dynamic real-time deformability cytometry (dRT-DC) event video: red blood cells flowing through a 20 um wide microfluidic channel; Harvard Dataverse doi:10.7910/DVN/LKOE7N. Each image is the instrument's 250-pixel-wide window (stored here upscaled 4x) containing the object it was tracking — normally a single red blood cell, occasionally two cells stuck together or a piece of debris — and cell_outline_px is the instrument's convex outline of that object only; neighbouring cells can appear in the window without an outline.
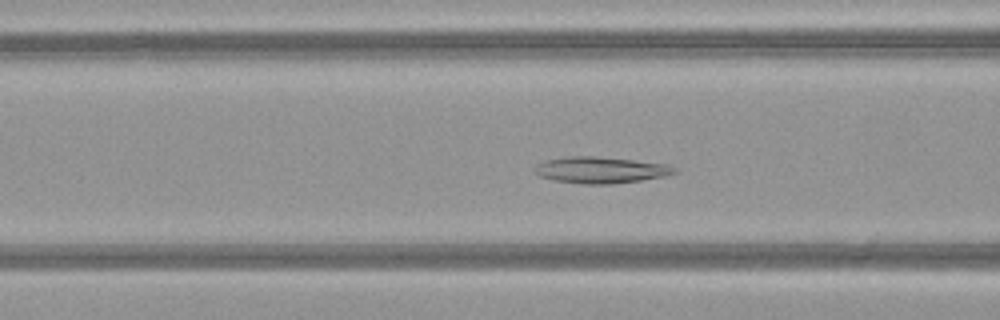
{"species": "common noctule bat (a hibernating species)", "species_latin": "Nyctalus noctula", "temperature_condition": "warm", "stored_images_in_passage": 51, "camera_frame_rate_fps": 3000, "um_per_image_px": 0.085, "animal": {"sex": "female", "body_mass_g": 21.9}, "frame": {"image": 1, "passage_image": 21, "time_ms": 6.667, "image_size_px": [1000, 320], "cell_outline_px": [[680, 172], [664, 176], [640, 180], [612, 184], [584, 184], [556, 180], [540, 176], [536, 172], [536, 164], [548, 160], [568, 156], [596, 156], [668, 164], [676, 168]], "centroid_in_image_um": [51.11, 14.45], "position_along_channel_um": 115.5, "area_um2": 21.27}}
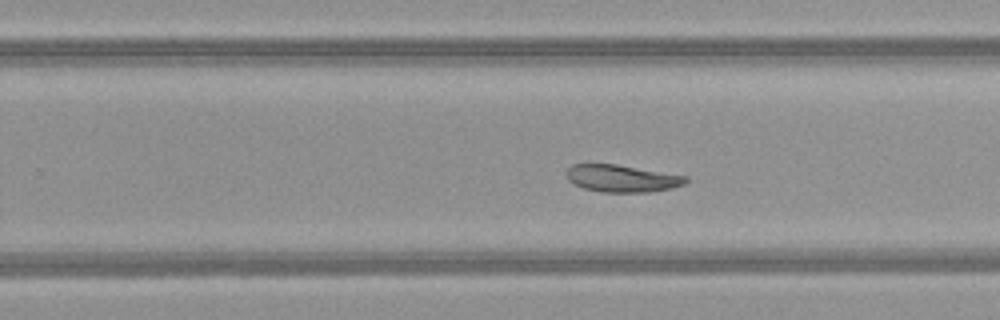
{"frame": {"image": 2, "passage_image": 33, "time_ms": 10.667, "image_size_px": [1000, 320], "cell_outline_px": [[688, 180], [684, 184], [672, 188], [652, 192], [600, 192], [584, 188], [568, 180], [568, 168], [572, 164], [616, 164], [688, 176]], "centroid_in_image_um": [52.91, 15.17], "position_along_channel_um": 276.9, "area_um2": 18.84}}
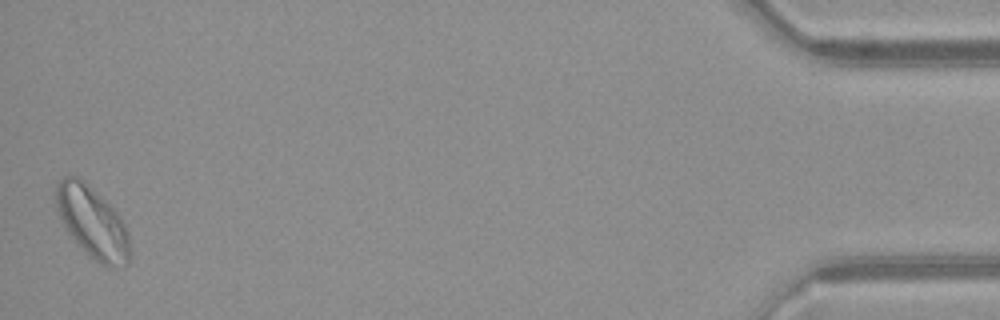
{"frame": {"image": 3, "passage_image": 51, "time_ms": 16.667, "image_size_px": [1000, 320], "cell_outline_px": [[128, 264], [120, 268], [108, 268], [100, 264], [68, 232], [56, 208], [56, 184], [64, 176], [80, 176], [120, 216], [128, 232]], "centroid_in_image_um": [7.85, 18.88], "position_along_channel_um": 427.3, "area_um2": 30.06}}